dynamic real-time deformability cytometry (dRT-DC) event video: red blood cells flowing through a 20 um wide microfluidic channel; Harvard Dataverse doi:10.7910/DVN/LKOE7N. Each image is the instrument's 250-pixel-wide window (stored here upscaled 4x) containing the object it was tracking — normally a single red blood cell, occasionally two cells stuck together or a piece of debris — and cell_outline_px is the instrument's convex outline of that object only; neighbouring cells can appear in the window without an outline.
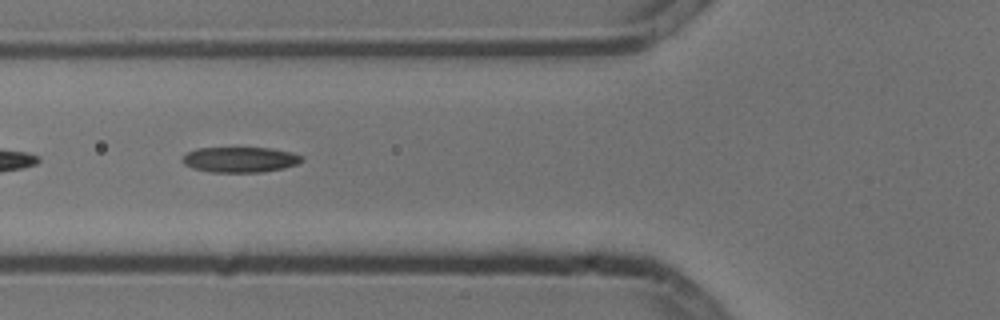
{"species": "common noctule bat (a hibernating species)", "species_latin": "Nyctalus noctula", "temperature_condition": "cold", "stored_images_in_passage": 14, "camera_frame_rate_fps": 3000, "um_per_image_px": 0.085, "animal": {"sex": "male", "body_mass_g": 13.3}, "frame": {"image": 1, "passage_image": 5, "time_ms": 1.333, "image_size_px": [1000, 320], "cell_outline_px": [[304, 160], [296, 164], [284, 168], [260, 172], [212, 172], [192, 168], [184, 164], [180, 160], [188, 152], [196, 148], [268, 148], [288, 152], [300, 156]], "centroid_in_image_um": [20.35, 13.57], "position_along_channel_um": 105.4, "area_um2": 17.46}}
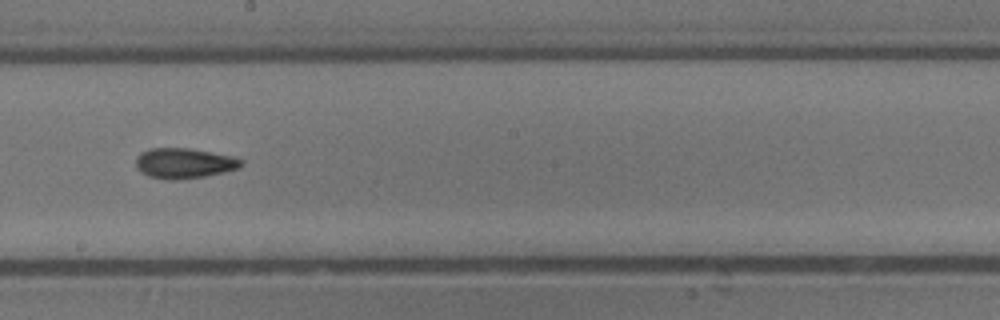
{"frame": {"image": 2, "passage_image": 8, "time_ms": 2.333, "image_size_px": [1000, 320], "cell_outline_px": [[244, 164], [240, 168], [224, 172], [204, 176], [172, 180], [168, 180], [148, 176], [140, 172], [136, 168], [136, 156], [140, 152], [148, 148], [188, 148], [232, 156], [244, 160]], "centroid_in_image_um": [15.63, 13.87], "position_along_channel_um": 232.6, "area_um2": 18.73}}
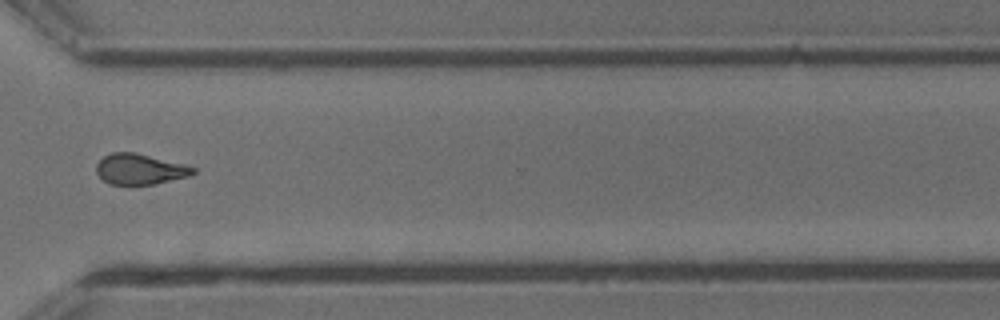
{"frame": {"image": 3, "passage_image": 11, "time_ms": 3.333, "image_size_px": [1000, 320], "cell_outline_px": [[196, 172], [188, 176], [152, 184], [108, 184], [96, 172], [96, 164], [104, 156], [112, 152], [136, 152], [184, 164], [196, 168]], "centroid_in_image_um": [11.88, 14.36], "position_along_channel_um": 358.7, "area_um2": 17.11}}